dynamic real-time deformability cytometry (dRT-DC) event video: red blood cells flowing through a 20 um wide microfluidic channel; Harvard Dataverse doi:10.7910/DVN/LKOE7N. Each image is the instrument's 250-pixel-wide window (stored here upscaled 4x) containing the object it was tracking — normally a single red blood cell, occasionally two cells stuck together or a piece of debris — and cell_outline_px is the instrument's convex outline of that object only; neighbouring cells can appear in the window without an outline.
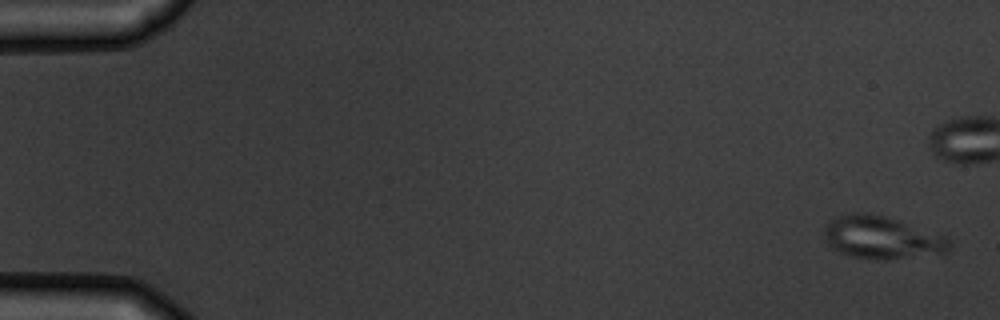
{"species": "common noctule bat (a hibernating species)", "species_latin": "Nyctalus noctula", "temperature_condition": "warm", "stored_images_in_passage": 6, "camera_frame_rate_fps": 3000, "um_per_image_px": 0.085, "animal": {"sex": "male", "body_mass_g": 19.5, "forearm_length_mm": 54.6}, "frame": {"image": 1, "passage_image": 1, "time_ms": 0.0, "image_size_px": [1000, 320], "cell_outline_px": [[952, 244], [948, 252], [888, 260], [872, 260], [852, 256], [828, 248], [824, 236], [824, 224], [828, 220], [836, 216], [852, 212], [864, 212], [884, 216], [944, 236]], "centroid_in_image_um": [74.86, 20.2], "position_along_channel_um": 10.1, "area_um2": 31.27}}